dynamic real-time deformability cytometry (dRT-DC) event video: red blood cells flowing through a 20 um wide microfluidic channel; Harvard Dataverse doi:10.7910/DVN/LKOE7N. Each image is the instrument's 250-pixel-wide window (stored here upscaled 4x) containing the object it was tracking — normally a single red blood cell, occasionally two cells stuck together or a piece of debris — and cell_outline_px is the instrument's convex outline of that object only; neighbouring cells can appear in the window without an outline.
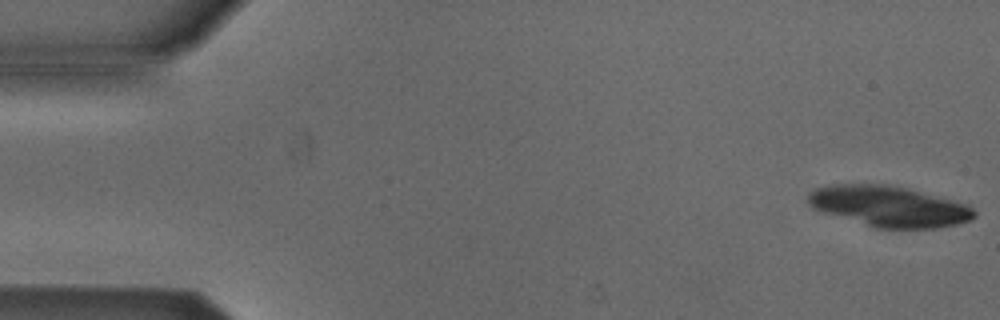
{"species": "Egyptian fruit bat (a non-hibernating species)", "species_latin": "Rousettus aegyptiacus", "temperature_condition": "cold", "stored_images_in_passage": 4, "camera_frame_rate_fps": 3000, "um_per_image_px": 0.085, "animal": {"sex": "male"}, "frame": {"image": 1, "passage_image": 1, "time_ms": 0.0, "image_size_px": [1000, 320], "cell_outline_px": [[976, 216], [968, 220], [956, 224], [936, 228], [876, 228], [824, 212], [812, 208], [808, 204], [808, 196], [816, 188], [828, 184], [888, 184], [908, 188], [968, 204], [976, 212]], "centroid_in_image_um": [75.57, 17.53], "position_along_channel_um": 9.4, "area_um2": 39.3}}